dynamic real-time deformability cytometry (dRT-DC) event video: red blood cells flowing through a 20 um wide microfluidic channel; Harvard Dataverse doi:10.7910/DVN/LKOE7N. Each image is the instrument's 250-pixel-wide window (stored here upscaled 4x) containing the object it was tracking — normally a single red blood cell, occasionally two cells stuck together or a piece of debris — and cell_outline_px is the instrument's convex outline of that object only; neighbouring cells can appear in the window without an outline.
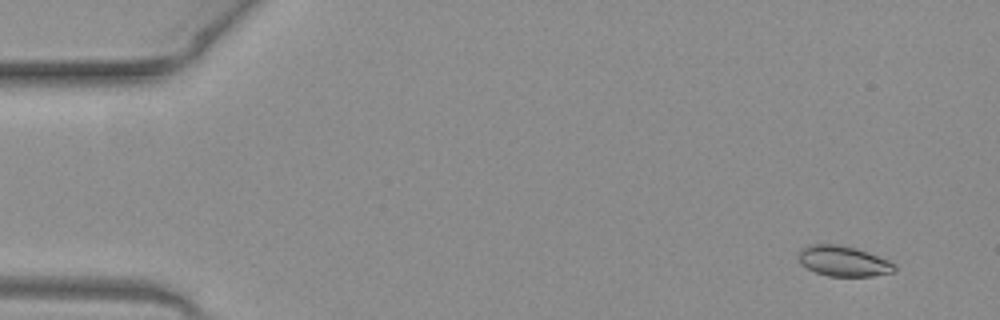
{"species": "common noctule bat (a hibernating species)", "species_latin": "Nyctalus noctula", "temperature_condition": "warm", "stored_images_in_passage": 51, "camera_frame_rate_fps": 3000, "um_per_image_px": 0.085, "animal": {"sex": "female", "body_mass_g": 19.3, "forearm_length_mm": 54.1}, "frame": {"image": 1, "passage_image": 4, "time_ms": 1.0, "image_size_px": [1000, 320], "cell_outline_px": [[896, 272], [872, 276], [828, 276], [816, 272], [800, 264], [800, 252], [804, 248], [812, 244], [836, 244], [856, 248], [868, 252], [888, 260], [896, 264]], "centroid_in_image_um": [71.75, 22.2], "position_along_channel_um": 13.3, "area_um2": 16.88}}
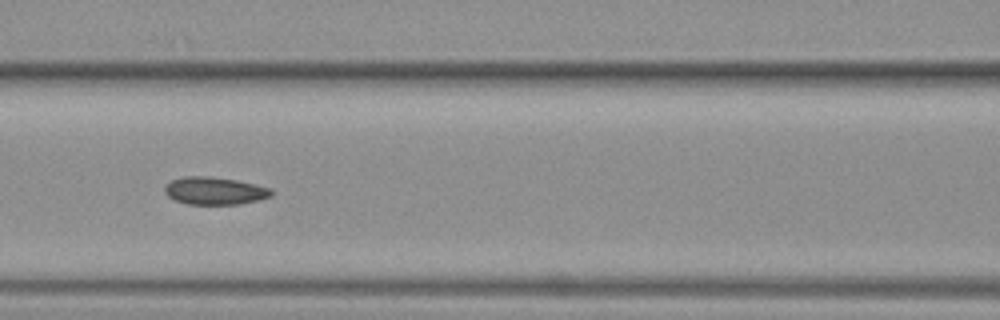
{"frame": {"image": 2, "passage_image": 23, "time_ms": 7.333, "image_size_px": [1000, 320], "cell_outline_px": [[272, 196], [260, 200], [240, 204], [188, 204], [176, 200], [168, 196], [164, 192], [164, 184], [172, 180], [184, 176], [208, 176], [236, 180], [256, 184], [272, 188]], "centroid_in_image_um": [18.26, 16.21], "position_along_channel_um": 148.3, "area_um2": 17.28}}
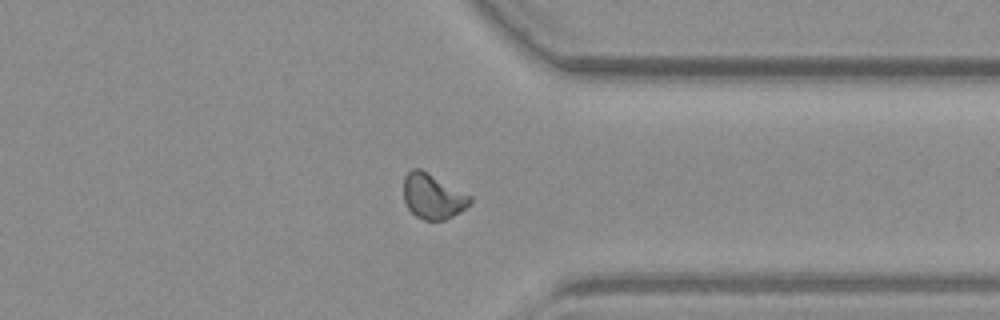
{"frame": {"image": 3, "passage_image": 40, "time_ms": 13.0, "image_size_px": [1000, 320], "cell_outline_px": [[472, 200], [460, 212], [444, 220], [424, 220], [416, 216], [408, 208], [404, 200], [404, 176], [412, 168], [420, 168], [472, 196]], "centroid_in_image_um": [36.77, 16.68], "position_along_channel_um": 374.6, "area_um2": 17.34}, "authors_computed_cell_mechanics": {"area_um2": 17.051, "velocity_mm_per_s": 4.0647, "shape_relaxation_time_tau1_ms": null, "shape_relaxation_time_tau2_ms": 2.7668, "deformation_change_tau1": null, "deformation_change_tau2": 0.065}}